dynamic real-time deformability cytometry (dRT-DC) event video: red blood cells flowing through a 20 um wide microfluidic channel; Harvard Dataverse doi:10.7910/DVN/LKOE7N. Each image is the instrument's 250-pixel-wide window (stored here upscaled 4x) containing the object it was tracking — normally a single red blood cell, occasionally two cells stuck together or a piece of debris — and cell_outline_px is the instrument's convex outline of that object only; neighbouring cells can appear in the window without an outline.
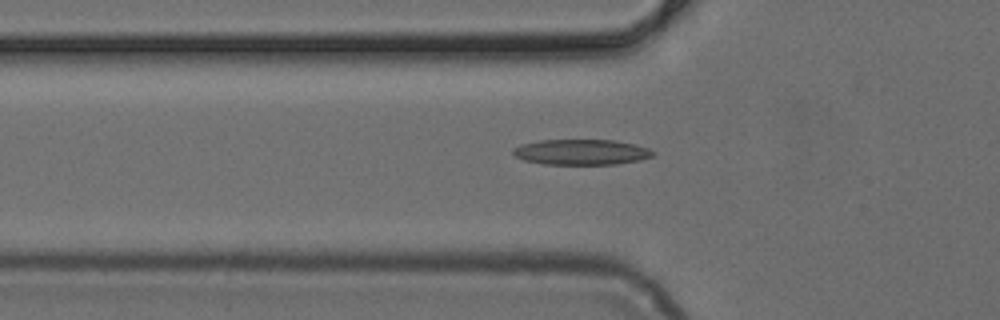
{"species": "common noctule bat (a hibernating species)", "species_latin": "Nyctalus noctula", "temperature_condition": "cold", "stored_images_in_passage": 49, "camera_frame_rate_fps": 3000, "um_per_image_px": 0.085, "animal": {"sex": "female", "body_mass_g": 24.6, "forearm_length_mm": 56.2}, "frame": {"image": 1, "passage_image": 16, "time_ms": 5.0, "image_size_px": [1000, 320], "cell_outline_px": [[656, 152], [652, 156], [640, 160], [616, 164], [544, 164], [524, 160], [516, 156], [512, 152], [512, 148], [520, 144], [540, 140], [616, 140], [636, 144], [648, 148]], "centroid_in_image_um": [49.42, 12.92], "position_along_channel_um": 76.4, "area_um2": 20.87}}
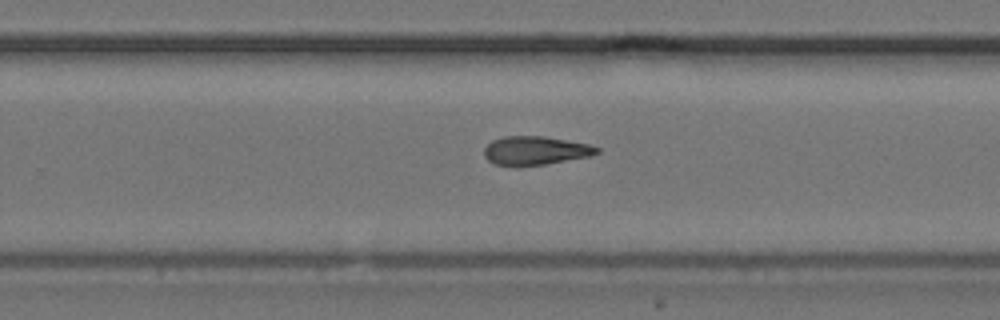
{"frame": {"image": 2, "passage_image": 31, "time_ms": 10.0, "image_size_px": [1000, 320], "cell_outline_px": [[600, 152], [588, 156], [544, 164], [516, 168], [512, 168], [492, 164], [484, 156], [484, 148], [492, 140], [504, 136], [544, 136], [588, 144], [600, 148]], "centroid_in_image_um": [45.43, 12.82], "position_along_channel_um": 284.4, "area_um2": 19.13}}
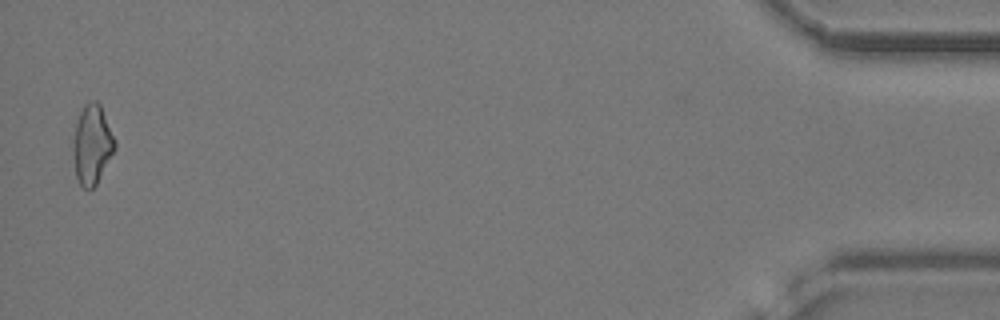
{"frame": {"image": 3, "passage_image": 48, "time_ms": 15.667, "image_size_px": [1000, 320], "cell_outline_px": [[116, 148], [96, 184], [92, 188], [84, 188], [80, 184], [76, 176], [72, 152], [72, 140], [76, 124], [80, 112], [84, 104], [92, 100], [96, 100], [100, 104], [116, 140]], "centroid_in_image_um": [7.82, 12.26], "position_along_channel_um": 427.4, "area_um2": 19.36}}